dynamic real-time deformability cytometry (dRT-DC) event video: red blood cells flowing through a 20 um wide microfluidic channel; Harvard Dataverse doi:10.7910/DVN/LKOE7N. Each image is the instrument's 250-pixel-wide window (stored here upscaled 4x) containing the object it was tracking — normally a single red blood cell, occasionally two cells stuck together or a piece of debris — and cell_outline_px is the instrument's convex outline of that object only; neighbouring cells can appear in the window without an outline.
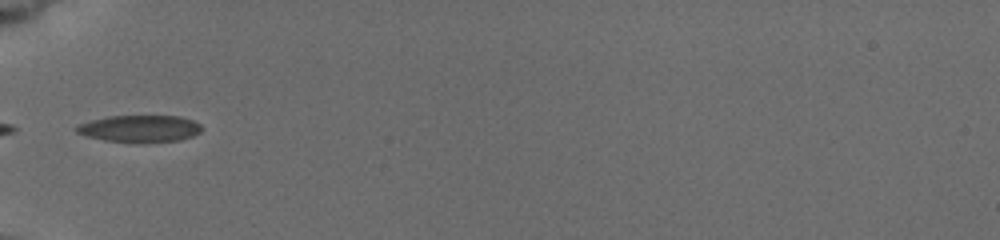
{"species": "common noctule bat (a hibernating species)", "species_latin": "Nyctalus noctula", "temperature_condition": "cold", "stored_images_in_passage": 16, "camera_frame_rate_fps": 3000, "um_per_image_px": 0.085, "animal": {"sex": "female", "body_mass_g": 19.5, "forearm_length_mm": 54.1}, "frame": {"image": 1, "passage_image": 1, "time_ms": 0.0, "image_size_px": [1000, 240], "cell_outline_px": [[204, 128], [200, 132], [192, 136], [180, 140], [136, 144], [104, 140], [88, 136], [76, 132], [76, 124], [108, 116], [180, 116], [192, 120], [200, 124]], "centroid_in_image_um": [11.9, 10.95], "position_along_channel_um": 73.1, "area_um2": 20.0}}
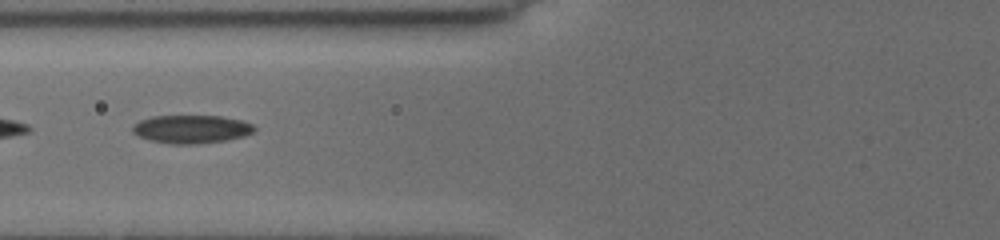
{"frame": {"image": 2, "passage_image": 3, "time_ms": 1.0, "image_size_px": [1000, 240], "cell_outline_px": [[256, 128], [252, 132], [244, 136], [224, 140], [196, 144], [172, 144], [148, 140], [132, 132], [132, 124], [140, 120], [152, 116], [220, 116], [244, 120], [252, 124]], "centroid_in_image_um": [16.25, 10.97], "position_along_channel_um": 109.6, "area_um2": 20.06}}